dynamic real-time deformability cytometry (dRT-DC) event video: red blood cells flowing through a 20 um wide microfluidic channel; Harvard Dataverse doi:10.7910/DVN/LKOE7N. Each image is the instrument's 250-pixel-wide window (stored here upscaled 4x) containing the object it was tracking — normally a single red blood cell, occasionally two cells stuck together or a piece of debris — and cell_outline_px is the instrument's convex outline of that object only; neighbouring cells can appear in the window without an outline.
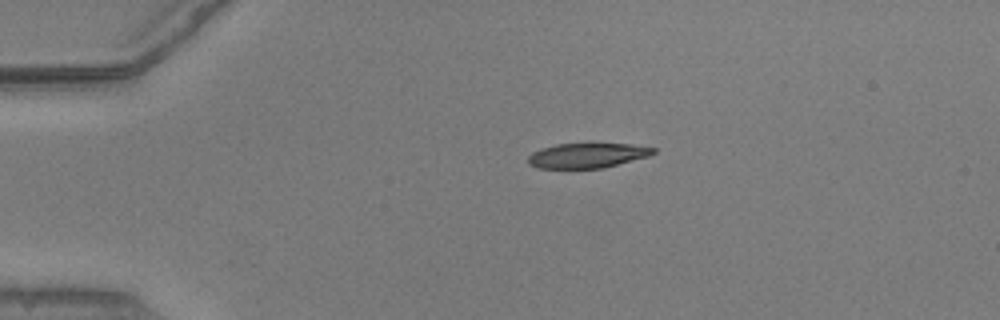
{"species": "common noctule bat (a hibernating species)", "species_latin": "Nyctalus noctula", "temperature_condition": "warm", "stored_images_in_passage": 36, "camera_frame_rate_fps": 3000, "um_per_image_px": 0.085, "animal": {"sex": "male", "body_mass_g": 20.5, "forearm_length_mm": 52.5}, "frame": {"image": 1, "passage_image": 1, "time_ms": 0.0, "image_size_px": [1000, 320], "cell_outline_px": [[656, 152], [648, 156], [604, 168], [536, 168], [528, 164], [528, 156], [532, 152], [540, 148], [556, 144], [632, 144], [656, 148]], "centroid_in_image_um": [49.89, 13.22], "position_along_channel_um": 35.1, "area_um2": 18.15}}
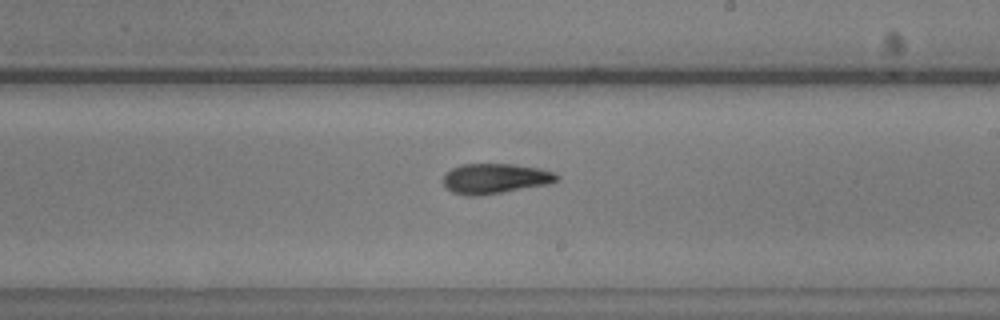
{"frame": {"image": 2, "passage_image": 21, "time_ms": 6.667, "image_size_px": [1000, 320], "cell_outline_px": [[560, 176], [556, 180], [544, 184], [500, 192], [476, 196], [468, 196], [452, 192], [444, 188], [444, 172], [460, 164], [512, 164], [540, 168], [552, 172]], "centroid_in_image_um": [41.99, 15.16], "position_along_channel_um": 247.0, "area_um2": 19.65}}
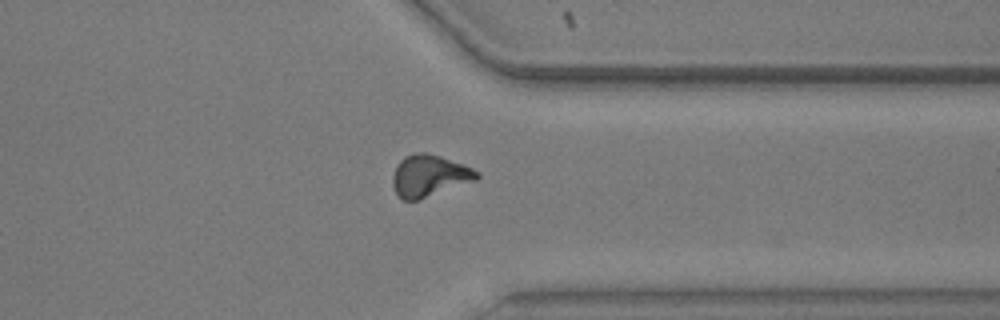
{"frame": {"image": 3, "passage_image": 31, "time_ms": 10.0, "image_size_px": [1000, 320], "cell_outline_px": [[480, 176], [476, 180], [416, 200], [404, 200], [396, 192], [392, 184], [392, 176], [396, 164], [404, 156], [412, 152], [428, 152], [440, 156], [472, 168], [480, 172]], "centroid_in_image_um": [36.46, 14.91], "position_along_channel_um": 374.9, "area_um2": 20.35}, "authors_computed_cell_mechanics": {"area_um2": 19.652, "velocity_mm_per_s": 3.8946, "shape_relaxation_time_tau1_ms": 6.5016, "shape_relaxation_time_tau2_ms": 3.7452, "deformation_change_tau1": 0.176, "deformation_change_tau2": 0.1309}}